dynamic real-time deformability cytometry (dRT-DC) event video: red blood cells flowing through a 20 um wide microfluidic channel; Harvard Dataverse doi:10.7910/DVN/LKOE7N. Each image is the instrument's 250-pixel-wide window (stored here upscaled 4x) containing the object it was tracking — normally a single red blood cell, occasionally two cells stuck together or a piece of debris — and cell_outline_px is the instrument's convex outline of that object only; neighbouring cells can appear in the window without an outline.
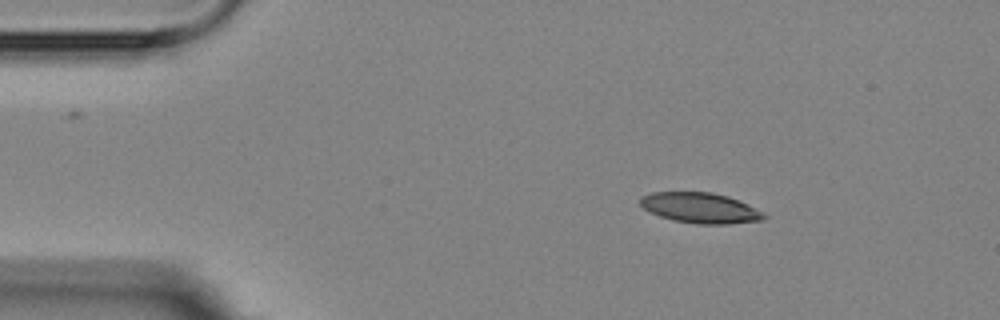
{"species": "Egyptian fruit bat (a non-hibernating species)", "species_latin": "Rousettus aegyptiacus", "temperature_condition": "room temperature", "stored_images_in_passage": 3, "camera_frame_rate_fps": 3000, "um_per_image_px": 0.085, "animal": {"sex": "female"}, "frame": {"image": 1, "passage_image": 1, "time_ms": 0.0, "image_size_px": [1000, 320], "cell_outline_px": [[768, 216], [760, 220], [728, 224], [696, 224], [672, 220], [660, 216], [644, 208], [640, 204], [640, 196], [652, 192], [712, 192], [728, 196], [748, 204]], "centroid_in_image_um": [59.5, 17.67], "position_along_channel_um": 25.5, "area_um2": 21.85}}